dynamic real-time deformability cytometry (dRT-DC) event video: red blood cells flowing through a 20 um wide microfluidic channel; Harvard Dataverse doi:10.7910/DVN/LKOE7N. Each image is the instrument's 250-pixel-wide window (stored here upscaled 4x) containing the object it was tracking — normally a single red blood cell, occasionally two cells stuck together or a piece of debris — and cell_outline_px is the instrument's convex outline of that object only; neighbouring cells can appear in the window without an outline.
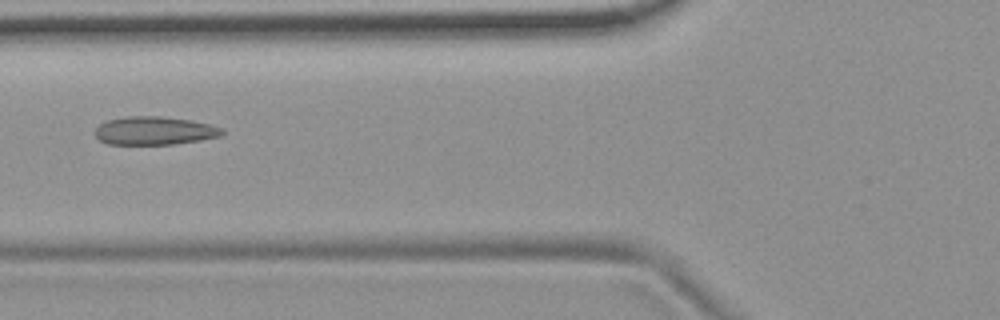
{"species": "common noctule bat (a hibernating species)", "species_latin": "Nyctalus noctula", "temperature_condition": "room temperature", "stored_images_in_passage": 7, "camera_frame_rate_fps": 3000, "um_per_image_px": 0.085, "animal": {"sex": "female", "body_mass_g": 19.9}, "frame": {"image": 1, "passage_image": 7, "time_ms": 6.667, "image_size_px": [1000, 320], "cell_outline_px": [[224, 132], [220, 136], [200, 140], [172, 144], [108, 144], [100, 140], [96, 136], [96, 128], [100, 124], [108, 120], [128, 116], [160, 116], [192, 120], [224, 128]], "centroid_in_image_um": [13.15, 11.1], "position_along_channel_um": 112.7, "area_um2": 20.81}}